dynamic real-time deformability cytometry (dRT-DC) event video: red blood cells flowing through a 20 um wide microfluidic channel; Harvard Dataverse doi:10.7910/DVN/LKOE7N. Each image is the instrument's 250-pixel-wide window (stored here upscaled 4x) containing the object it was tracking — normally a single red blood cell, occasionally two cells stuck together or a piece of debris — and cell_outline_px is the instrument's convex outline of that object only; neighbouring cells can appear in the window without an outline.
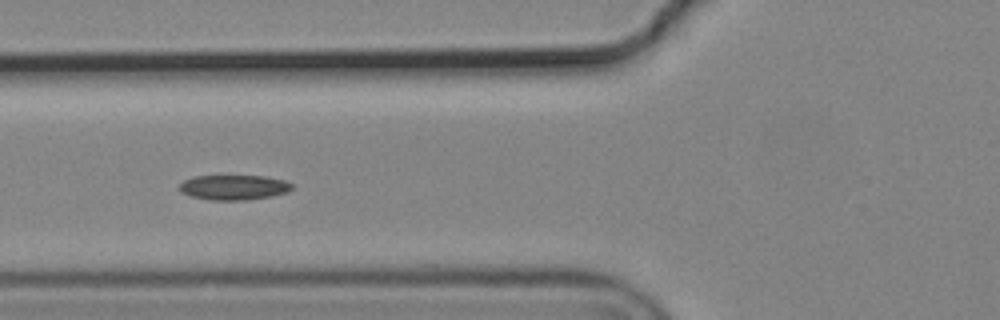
{"species": "common noctule bat (a hibernating species)", "species_latin": "Nyctalus noctula", "temperature_condition": "cold", "stored_images_in_passage": 8, "camera_frame_rate_fps": 3000, "um_per_image_px": 0.085, "animal": {"sex": "male", "body_mass_g": 19.2, "forearm_length_mm": 51.8}, "frame": {"image": 1, "passage_image": 5, "time_ms": 1.333, "image_size_px": [1000, 320], "cell_outline_px": [[292, 188], [288, 192], [272, 196], [248, 200], [212, 200], [192, 196], [180, 192], [180, 184], [184, 180], [196, 176], [264, 176], [284, 180], [292, 184]], "centroid_in_image_um": [19.89, 15.93], "position_along_channel_um": 105.9, "area_um2": 16.3}}
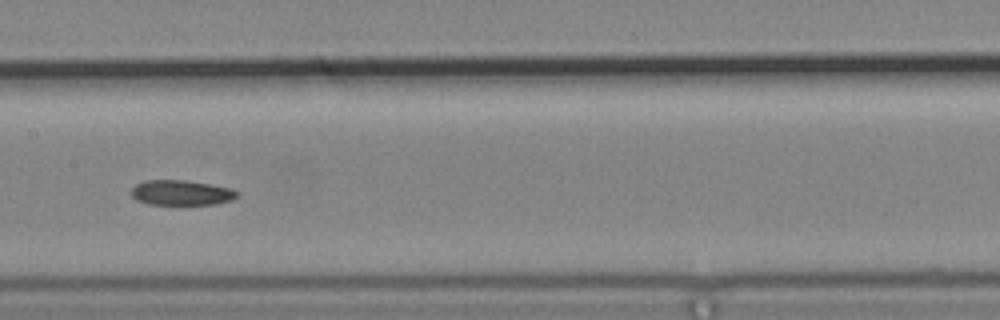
{"frame": {"image": 2, "passage_image": 7, "time_ms": 2.0, "image_size_px": [1000, 320], "cell_outline_px": [[240, 192], [232, 200], [216, 204], [148, 204], [136, 200], [132, 196], [132, 188], [136, 184], [144, 180], [184, 180], [232, 188]], "centroid_in_image_um": [15.41, 16.38], "position_along_channel_um": 192.0, "area_um2": 15.43}}
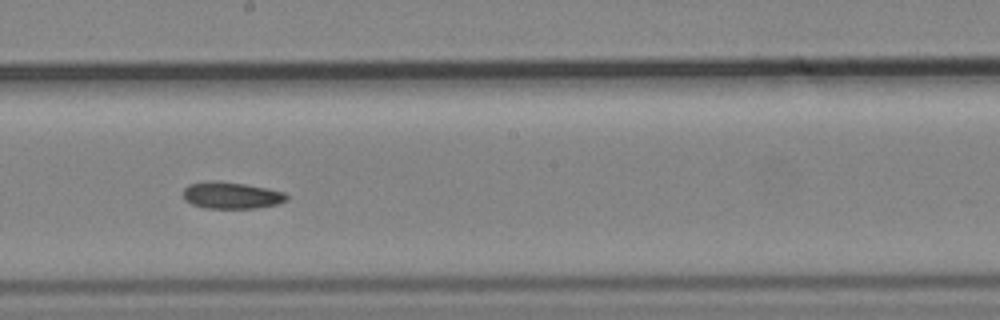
{"frame": {"image": 3, "passage_image": 8, "time_ms": 2.333, "image_size_px": [1000, 320], "cell_outline_px": [[288, 200], [276, 204], [256, 208], [208, 208], [192, 204], [184, 200], [184, 188], [188, 184], [204, 180], [216, 180], [244, 184], [268, 188], [284, 192], [288, 196]], "centroid_in_image_um": [19.65, 16.59], "position_along_channel_um": 228.6, "area_um2": 16.24}}